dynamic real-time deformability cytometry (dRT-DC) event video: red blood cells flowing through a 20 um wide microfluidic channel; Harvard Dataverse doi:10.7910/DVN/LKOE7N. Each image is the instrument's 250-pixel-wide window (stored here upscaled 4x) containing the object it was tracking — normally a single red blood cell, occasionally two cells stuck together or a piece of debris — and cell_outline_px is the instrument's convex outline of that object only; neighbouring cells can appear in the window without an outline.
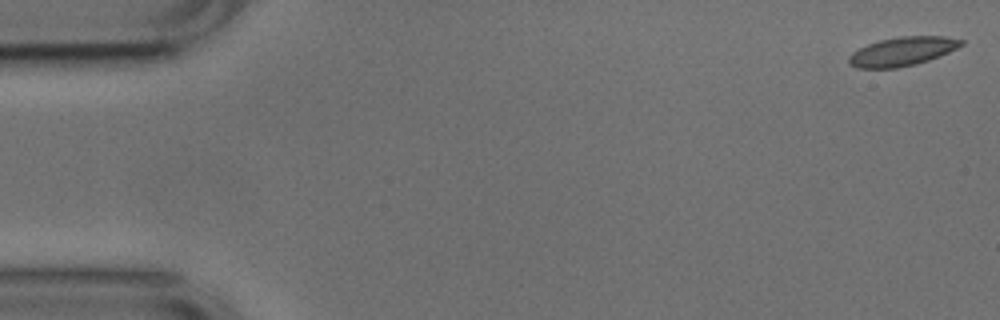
{"species": "common noctule bat (a hibernating species)", "species_latin": "Nyctalus noctula", "temperature_condition": "cold", "stored_images_in_passage": 53, "camera_frame_rate_fps": 3000, "um_per_image_px": 0.085, "animal": {"sex": "male", "body_mass_g": 17.9, "forearm_length_mm": 54.2}, "frame": {"image": 1, "passage_image": 1, "time_ms": 0.0, "image_size_px": [1000, 320], "cell_outline_px": [[964, 44], [948, 52], [928, 60], [916, 64], [896, 68], [856, 68], [848, 64], [848, 56], [852, 52], [868, 44], [880, 40], [900, 36], [944, 36], [964, 40]], "centroid_in_image_um": [76.67, 4.37], "position_along_channel_um": 8.3, "area_um2": 18.84}}
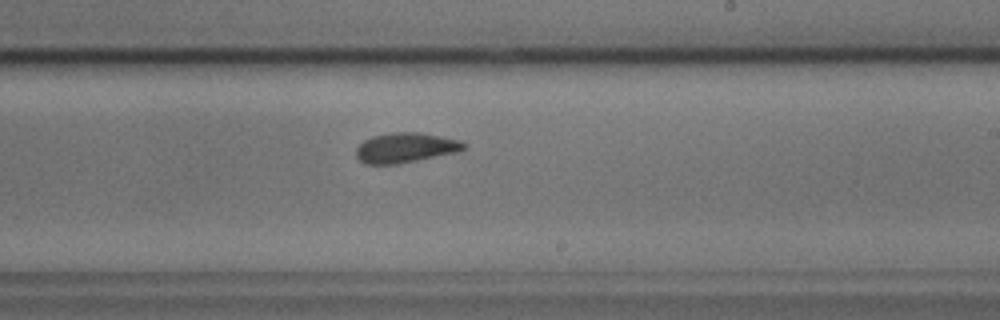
{"frame": {"image": 2, "passage_image": 31, "time_ms": 10.0, "image_size_px": [1000, 320], "cell_outline_px": [[468, 144], [460, 152], [396, 164], [364, 164], [356, 156], [356, 148], [364, 140], [372, 136], [392, 132], [420, 132], [460, 140]], "centroid_in_image_um": [34.49, 12.55], "position_along_channel_um": 254.5, "area_um2": 18.9}}
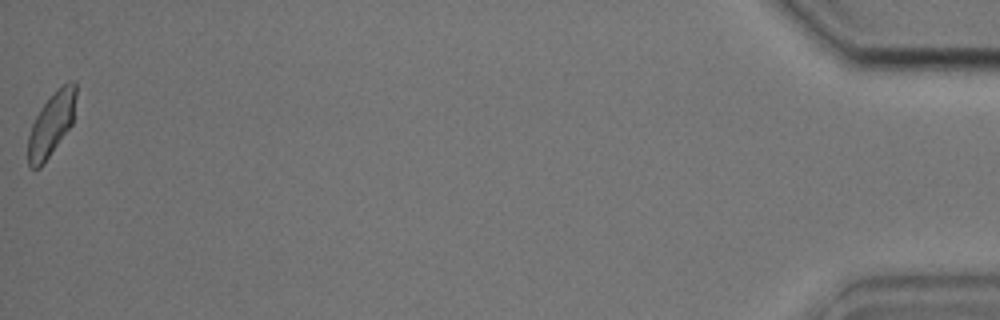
{"frame": {"image": 3, "passage_image": 53, "time_ms": 17.333, "image_size_px": [1000, 320], "cell_outline_px": [[76, 96], [72, 124], [44, 164], [40, 168], [28, 168], [28, 136], [32, 124], [36, 116], [44, 104], [64, 84], [72, 80], [76, 80]], "centroid_in_image_um": [4.36, 10.61], "position_along_channel_um": 430.8, "area_um2": 17.46}, "authors_computed_cell_mechanics": {"area_um2": 18.8428, "velocity_mm_per_s": 3.7394, "shape_relaxation_time_tau1_ms": 2.7902, "shape_relaxation_time_tau2_ms": 1.1675, "deformation_change_tau1": 0.0962, "deformation_change_tau2": 0.064}}